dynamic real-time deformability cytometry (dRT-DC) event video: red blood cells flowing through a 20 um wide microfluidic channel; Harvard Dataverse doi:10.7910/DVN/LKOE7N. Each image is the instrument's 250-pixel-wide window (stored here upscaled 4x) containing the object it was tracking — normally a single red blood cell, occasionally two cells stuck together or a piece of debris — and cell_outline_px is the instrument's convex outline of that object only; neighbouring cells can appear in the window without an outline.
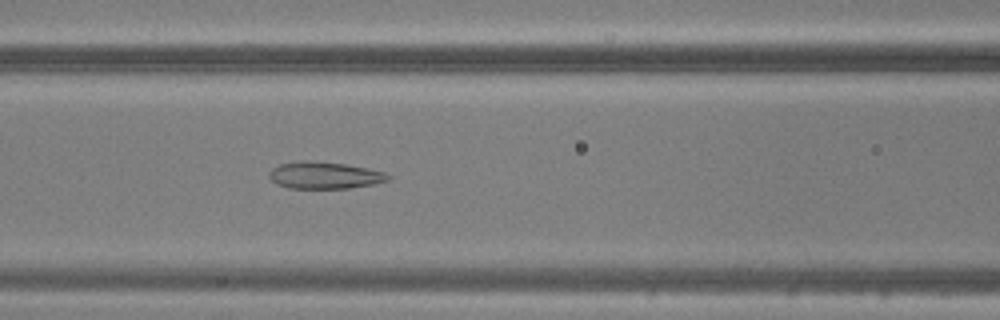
{"species": "common noctule bat (a hibernating species)", "species_latin": "Nyctalus noctula", "temperature_condition": "warm", "stored_images_in_passage": 41, "camera_frame_rate_fps": 3000, "um_per_image_px": 0.085, "animal": {"sex": "male", "body_mass_g": 20.5, "forearm_length_mm": 52.5}, "frame": {"image": 1, "passage_image": 13, "time_ms": 4.0, "image_size_px": [1000, 320], "cell_outline_px": [[392, 176], [388, 180], [372, 184], [348, 188], [288, 188], [276, 184], [268, 176], [268, 172], [272, 168], [280, 164], [300, 160], [304, 160], [344, 164], [368, 168], [384, 172]], "centroid_in_image_um": [27.55, 14.9], "position_along_channel_um": 139.1, "area_um2": 18.61}}
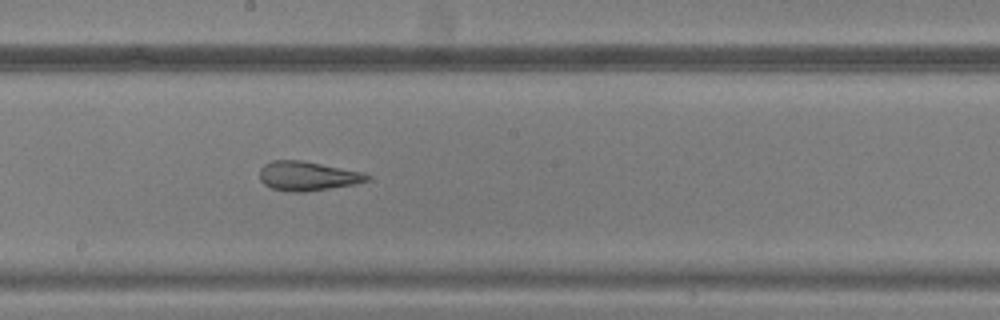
{"frame": {"image": 2, "passage_image": 19, "time_ms": 6.0, "image_size_px": [1000, 320], "cell_outline_px": [[372, 176], [368, 180], [356, 184], [304, 192], [292, 192], [272, 188], [264, 184], [260, 180], [260, 168], [264, 164], [272, 160], [300, 160], [364, 172]], "centroid_in_image_um": [26.15, 14.96], "position_along_channel_um": 222.1, "area_um2": 18.32}}
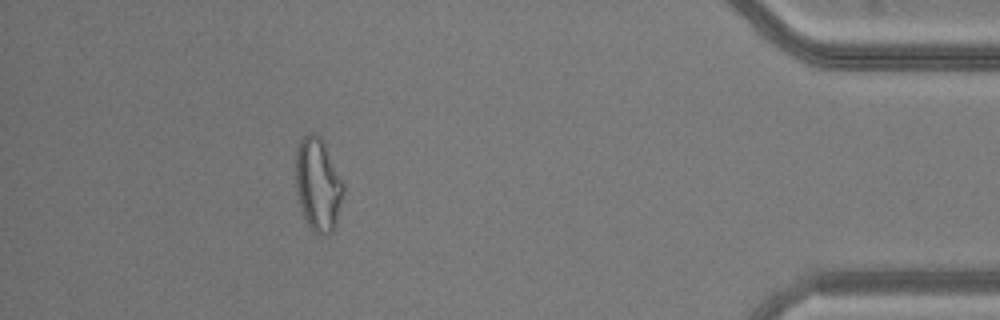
{"frame": {"image": 3, "passage_image": 36, "time_ms": 11.667, "image_size_px": [1000, 320], "cell_outline_px": [[344, 188], [336, 224], [332, 232], [328, 236], [316, 236], [308, 224], [304, 216], [300, 204], [296, 188], [296, 148], [304, 132], [312, 132], [320, 136], [324, 140], [344, 184]], "centroid_in_image_um": [27.03, 15.66], "position_along_channel_um": 408.2, "area_um2": 26.24}}